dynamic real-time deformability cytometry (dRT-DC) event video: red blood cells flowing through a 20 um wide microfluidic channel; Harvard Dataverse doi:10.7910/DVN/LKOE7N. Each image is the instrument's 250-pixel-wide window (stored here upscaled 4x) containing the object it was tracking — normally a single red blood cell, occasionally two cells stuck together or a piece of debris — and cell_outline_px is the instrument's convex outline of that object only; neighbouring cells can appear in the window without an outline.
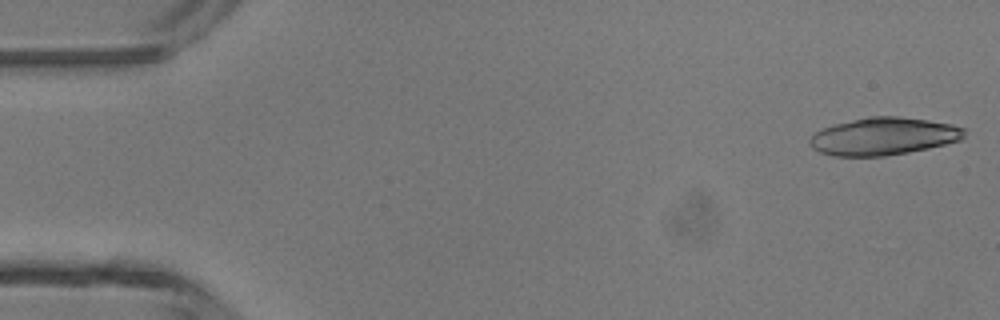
{"species": "common noctule bat (a hibernating species)", "species_latin": "Nyctalus noctula", "temperature_condition": "room temperature", "stored_images_in_passage": 16, "camera_frame_rate_fps": 3000, "um_per_image_px": 0.085, "animal": {"sex": "male", "body_mass_g": 13.3}, "frame": {"image": 1, "passage_image": 1, "time_ms": 0.0, "image_size_px": [1000, 320], "cell_outline_px": [[968, 128], [964, 136], [960, 140], [928, 148], [908, 152], [884, 156], [832, 156], [820, 152], [812, 148], [808, 144], [808, 140], [816, 132], [832, 124], [868, 116], [896, 116], [928, 120], [952, 124]], "centroid_in_image_um": [75.09, 11.58], "position_along_channel_um": 9.9, "area_um2": 33.99}}